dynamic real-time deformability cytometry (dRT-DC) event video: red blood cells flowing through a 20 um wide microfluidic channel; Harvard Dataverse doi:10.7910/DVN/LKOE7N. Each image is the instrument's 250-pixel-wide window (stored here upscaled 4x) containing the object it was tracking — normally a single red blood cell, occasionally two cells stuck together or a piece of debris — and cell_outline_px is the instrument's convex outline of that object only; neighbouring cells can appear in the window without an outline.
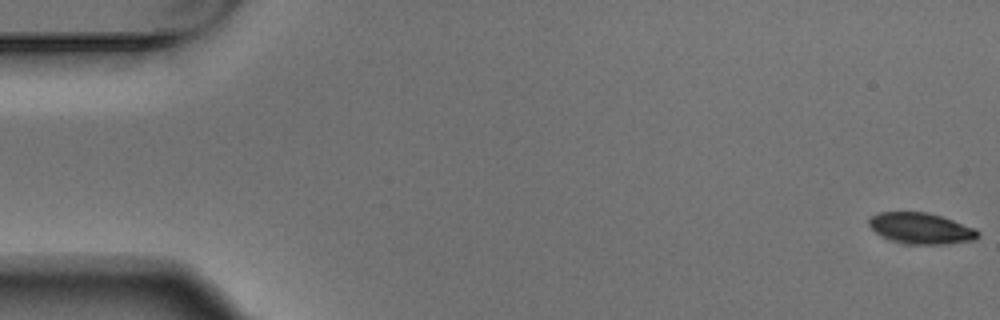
{"species": "Egyptian fruit bat (a non-hibernating species)", "species_latin": "Rousettus aegyptiacus", "temperature_condition": "warm", "stored_images_in_passage": 4, "camera_frame_rate_fps": 3000, "um_per_image_px": 0.085, "animal": {"sex": "male"}, "frame": {"image": 1, "passage_image": 1, "time_ms": 0.0, "image_size_px": [1000, 320], "cell_outline_px": [[980, 236], [972, 240], [944, 244], [904, 244], [892, 240], [876, 232], [868, 224], [868, 216], [876, 212], [928, 212], [976, 228], [980, 232]], "centroid_in_image_um": [78.26, 19.4], "position_along_channel_um": 6.7, "area_um2": 19.71}}
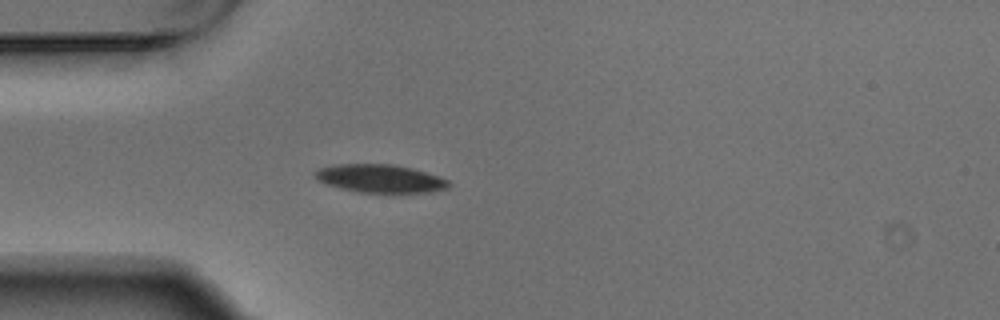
{"frame": {"image": 2, "passage_image": 4, "time_ms": 1.0, "image_size_px": [1000, 320], "cell_outline_px": [[452, 184], [448, 188], [432, 192], [400, 196], [360, 192], [340, 188], [324, 184], [316, 180], [312, 172], [320, 168], [332, 164], [392, 164], [412, 168], [448, 180]], "centroid_in_image_um": [32.32, 15.23], "position_along_channel_um": 52.7, "area_um2": 23.0}}